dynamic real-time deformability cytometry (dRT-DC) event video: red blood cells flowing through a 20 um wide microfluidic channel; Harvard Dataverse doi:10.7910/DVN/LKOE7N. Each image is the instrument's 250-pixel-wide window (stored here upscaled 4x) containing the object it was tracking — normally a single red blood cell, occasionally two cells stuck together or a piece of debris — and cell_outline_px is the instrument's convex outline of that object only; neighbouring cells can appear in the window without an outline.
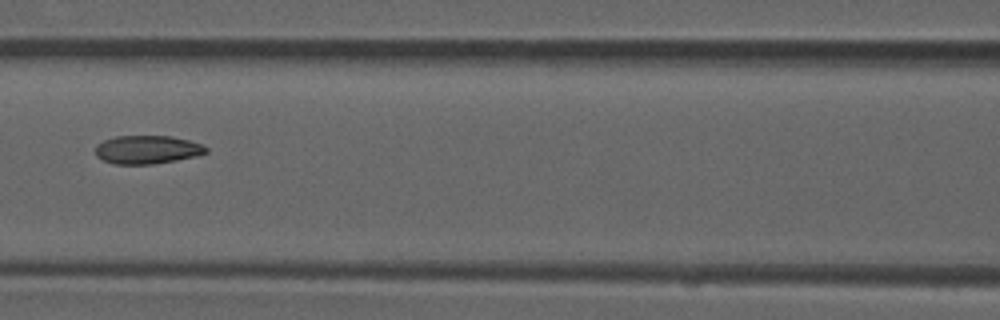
{"species": "common noctule bat (a hibernating species)", "species_latin": "Nyctalus noctula", "temperature_condition": "room temperature", "stored_images_in_passage": 4, "camera_frame_rate_fps": 3000, "um_per_image_px": 0.085, "animal": {"sex": "male", "forearm_length_mm": 52.5}, "frame": {"image": 1, "passage_image": 3, "time_ms": 0.667, "image_size_px": [1000, 320], "cell_outline_px": [[208, 152], [196, 156], [176, 160], [152, 164], [116, 164], [104, 160], [96, 156], [96, 144], [104, 140], [116, 136], [172, 136], [188, 140], [200, 144], [208, 148]], "centroid_in_image_um": [12.51, 12.71], "position_along_channel_um": 154.1, "area_um2": 18.21}}
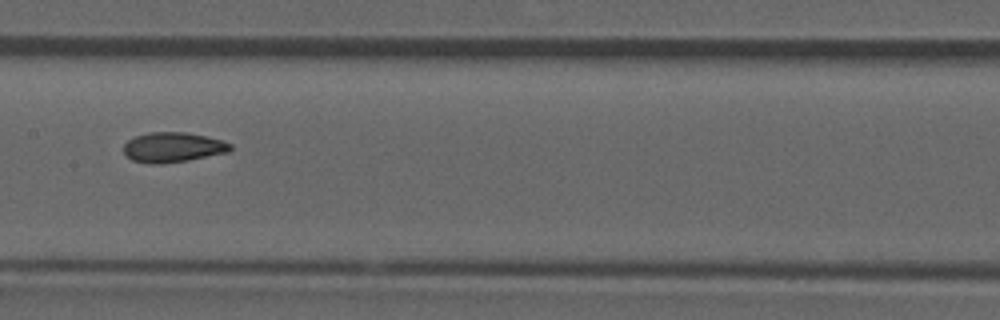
{"frame": {"image": 2, "passage_image": 4, "time_ms": 1.0, "image_size_px": [1000, 320], "cell_outline_px": [[232, 148], [228, 152], [188, 160], [164, 164], [148, 164], [132, 160], [124, 156], [124, 144], [128, 140], [136, 136], [148, 132], [184, 132], [224, 140], [232, 144]], "centroid_in_image_um": [14.67, 12.53], "position_along_channel_um": 192.7, "area_um2": 18.79}}